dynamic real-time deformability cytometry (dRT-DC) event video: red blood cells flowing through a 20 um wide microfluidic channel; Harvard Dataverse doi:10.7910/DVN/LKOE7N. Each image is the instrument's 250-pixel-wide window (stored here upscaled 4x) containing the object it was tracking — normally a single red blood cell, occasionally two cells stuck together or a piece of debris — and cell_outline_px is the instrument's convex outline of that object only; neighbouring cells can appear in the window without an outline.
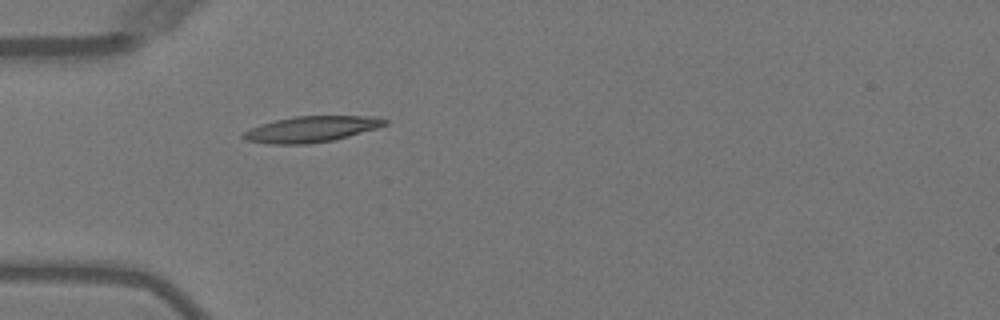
{"species": "Egyptian fruit bat (a non-hibernating species)", "species_latin": "Rousettus aegyptiacus", "temperature_condition": "warm", "stored_images_in_passage": 2, "camera_frame_rate_fps": 3000, "um_per_image_px": 0.085, "animal": {"sex": "female"}, "frame": {"image": 1, "passage_image": 2, "time_ms": 2.0, "image_size_px": [1000, 320], "cell_outline_px": [[388, 124], [376, 128], [348, 136], [332, 140], [308, 144], [272, 144], [244, 140], [240, 136], [244, 132], [252, 128], [276, 120], [296, 116], [376, 116], [388, 120]], "centroid_in_image_um": [26.48, 10.98], "position_along_channel_um": 58.5, "area_um2": 21.15}}